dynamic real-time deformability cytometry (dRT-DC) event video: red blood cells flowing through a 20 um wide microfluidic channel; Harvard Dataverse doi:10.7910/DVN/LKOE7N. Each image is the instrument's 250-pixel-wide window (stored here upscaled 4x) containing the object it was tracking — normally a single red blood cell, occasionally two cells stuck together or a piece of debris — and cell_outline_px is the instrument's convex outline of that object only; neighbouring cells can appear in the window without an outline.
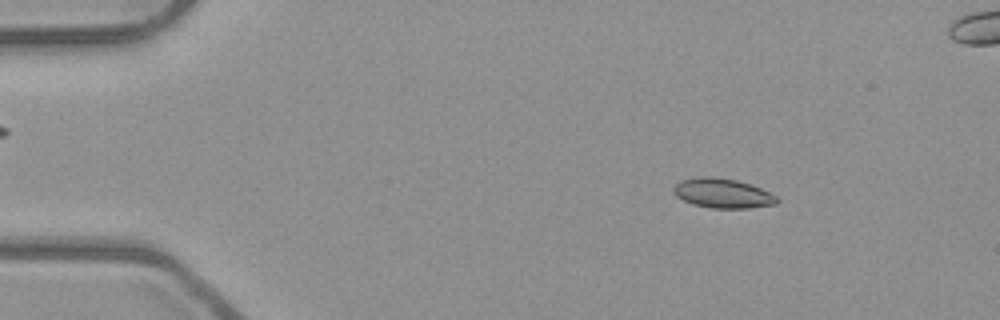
{"species": "common noctule bat (a hibernating species)", "species_latin": "Nyctalus noctula", "temperature_condition": "room temperature", "stored_images_in_passage": 53, "camera_frame_rate_fps": 3000, "um_per_image_px": 0.085, "animal": {"sex": "male", "body_mass_g": 23.1, "forearm_length_mm": 52.7}, "frame": {"image": 1, "passage_image": 7, "time_ms": 2.0, "image_size_px": [1000, 320], "cell_outline_px": [[780, 200], [776, 204], [748, 208], [712, 208], [692, 204], [676, 196], [672, 192], [672, 188], [680, 180], [700, 176], [712, 176], [736, 180], [760, 188], [776, 196]], "centroid_in_image_um": [61.39, 16.42], "position_along_channel_um": 23.6, "area_um2": 17.8}}
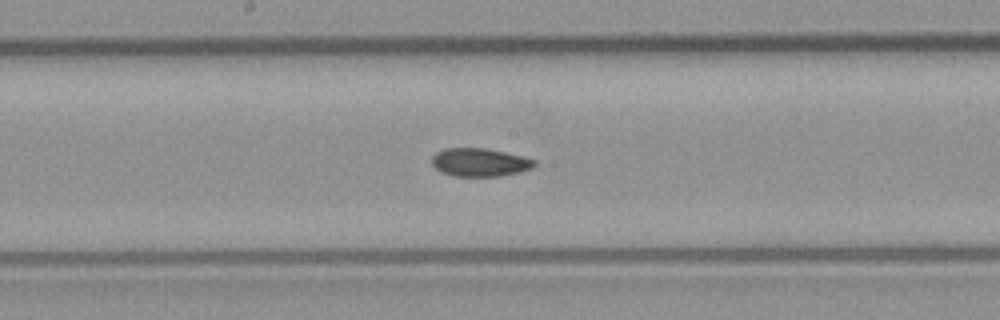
{"frame": {"image": 2, "passage_image": 27, "time_ms": 8.667, "image_size_px": [1000, 320], "cell_outline_px": [[536, 164], [532, 168], [520, 172], [500, 176], [456, 176], [440, 172], [432, 164], [432, 156], [436, 152], [444, 148], [484, 148], [524, 156], [536, 160]], "centroid_in_image_um": [40.78, 13.79], "position_along_channel_um": 207.4, "area_um2": 16.94}}
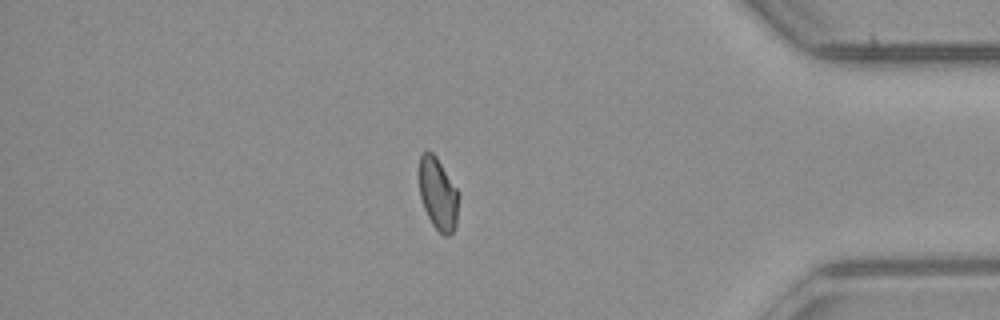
{"frame": {"image": 3, "passage_image": 44, "time_ms": 14.333, "image_size_px": [1000, 320], "cell_outline_px": [[460, 192], [456, 224], [452, 232], [448, 236], [444, 236], [432, 224], [424, 208], [420, 196], [420, 156], [424, 152], [432, 152], [436, 156]], "centroid_in_image_um": [37.27, 16.49], "position_along_channel_um": 397.9, "area_um2": 16.59}, "authors_computed_cell_mechanics": {"area_um2": 17.2244, "velocity_mm_per_s": 3.9715, "shape_relaxation_time_tau1_ms": 8.6562, "shape_relaxation_time_tau2_ms": 1.853, "deformation_change_tau1": 0.164, "deformation_change_tau2": 0.0536}}